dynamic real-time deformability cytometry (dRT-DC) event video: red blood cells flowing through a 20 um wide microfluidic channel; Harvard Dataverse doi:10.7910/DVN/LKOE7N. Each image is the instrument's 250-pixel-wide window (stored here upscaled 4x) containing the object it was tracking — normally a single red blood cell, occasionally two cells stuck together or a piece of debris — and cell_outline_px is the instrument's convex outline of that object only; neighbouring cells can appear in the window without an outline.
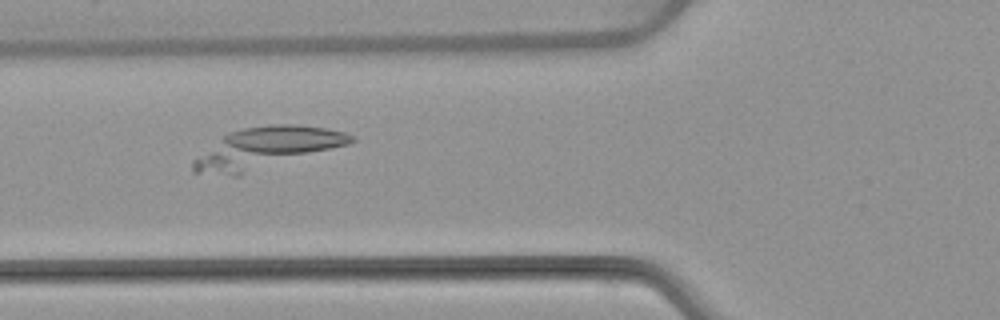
{"species": "common noctule bat (a hibernating species)", "species_latin": "Nyctalus noctula", "temperature_condition": "warm", "stored_images_in_passage": 39, "camera_frame_rate_fps": 3000, "um_per_image_px": 0.085, "animal": {"sex": "female", "body_mass_g": 22.7, "forearm_length_mm": 54.2}, "frame": {"image": 1, "passage_image": 6, "time_ms": 1.667, "image_size_px": [1000, 320], "cell_outline_px": [[356, 140], [348, 144], [240, 176], [232, 176], [192, 172], [192, 160], [196, 156], [228, 132], [244, 128], [268, 124], [296, 124], [324, 128], [344, 132], [352, 136]], "centroid_in_image_um": [22.57, 12.59], "position_along_channel_um": 103.2, "area_um2": 37.69}}
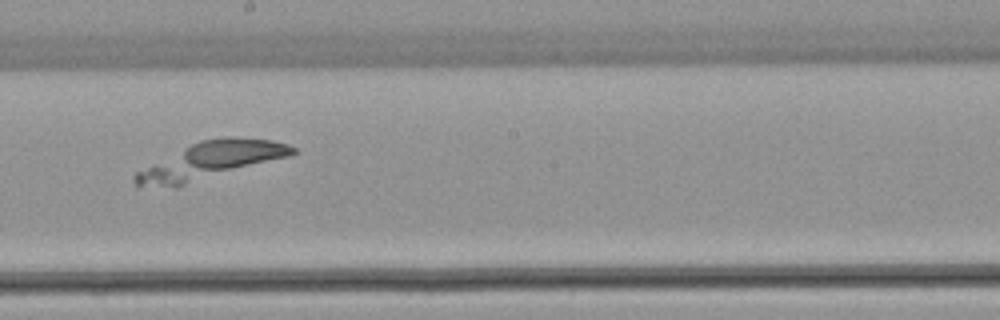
{"frame": {"image": 2, "passage_image": 16, "time_ms": 5.0, "image_size_px": [1000, 320], "cell_outline_px": [[296, 152], [292, 156], [176, 188], [136, 188], [132, 180], [132, 176], [136, 172], [200, 140], [228, 136], [272, 140], [288, 144], [296, 148]], "centroid_in_image_um": [17.89, 13.7], "position_along_channel_um": 230.3, "area_um2": 34.45}}
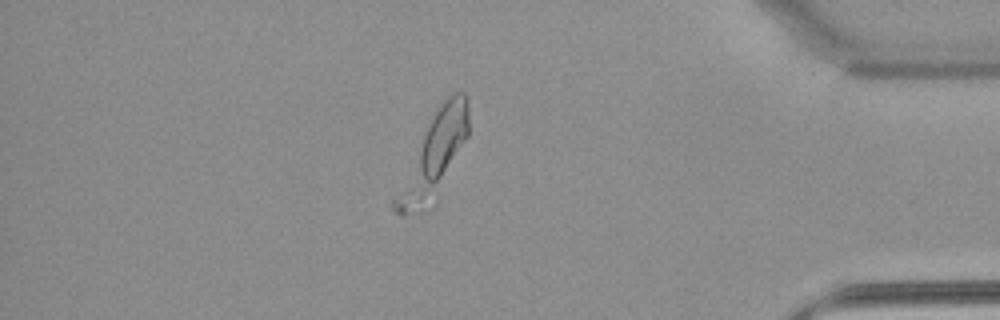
{"frame": {"image": 3, "passage_image": 32, "time_ms": 10.333, "image_size_px": [1000, 320], "cell_outline_px": [[468, 136], [436, 208], [400, 216], [392, 212], [392, 200], [428, 120], [440, 104], [448, 96], [456, 92], [464, 92], [468, 96]], "centroid_in_image_um": [36.88, 13.38], "position_along_channel_um": 398.3, "area_um2": 36.7}}